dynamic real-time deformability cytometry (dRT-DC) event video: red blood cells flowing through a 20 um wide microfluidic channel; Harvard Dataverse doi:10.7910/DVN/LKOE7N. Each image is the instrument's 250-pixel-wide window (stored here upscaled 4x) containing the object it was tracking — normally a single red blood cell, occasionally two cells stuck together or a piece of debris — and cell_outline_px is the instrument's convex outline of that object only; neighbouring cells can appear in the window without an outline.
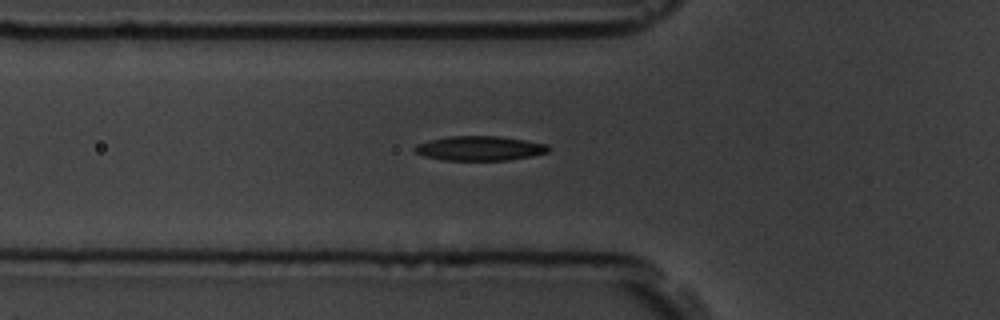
{"species": "common noctule bat (a hibernating species)", "species_latin": "Nyctalus noctula", "temperature_condition": "room temperature", "stored_images_in_passage": 7, "camera_frame_rate_fps": 3000, "um_per_image_px": 0.085, "animal": {"sex": "male", "body_mass_g": 19.5, "forearm_length_mm": 54.6}, "frame": {"image": 1, "passage_image": 7, "time_ms": 7.667, "image_size_px": [1000, 320], "cell_outline_px": [[548, 152], [532, 156], [508, 160], [444, 160], [424, 156], [416, 152], [412, 148], [416, 144], [428, 140], [448, 136], [500, 136], [548, 144]], "centroid_in_image_um": [40.74, 12.6], "position_along_channel_um": 85.1, "area_um2": 19.13}}